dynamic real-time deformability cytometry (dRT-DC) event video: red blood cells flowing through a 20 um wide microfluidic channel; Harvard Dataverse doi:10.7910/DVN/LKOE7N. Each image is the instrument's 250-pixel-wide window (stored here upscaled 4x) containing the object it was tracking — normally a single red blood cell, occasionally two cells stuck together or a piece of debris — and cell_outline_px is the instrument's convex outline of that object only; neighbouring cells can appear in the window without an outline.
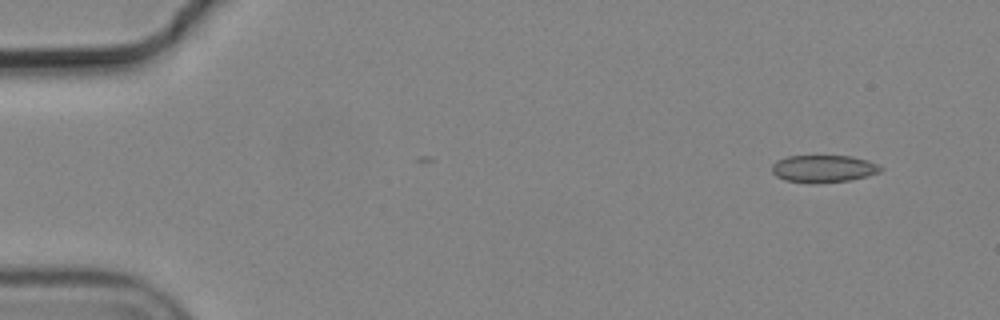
{"species": "common noctule bat (a hibernating species)", "species_latin": "Nyctalus noctula", "temperature_condition": "cold", "stored_images_in_passage": 2, "camera_frame_rate_fps": 3000, "um_per_image_px": 0.085, "animal": {"sex": "male", "body_mass_g": 19.2, "forearm_length_mm": 51.8}, "frame": {"image": 1, "passage_image": 1, "time_ms": 0.0, "image_size_px": [1000, 320], "cell_outline_px": [[884, 168], [880, 172], [868, 176], [848, 180], [816, 184], [808, 184], [784, 180], [776, 176], [772, 172], [772, 164], [776, 160], [788, 156], [852, 156], [868, 160]], "centroid_in_image_um": [69.97, 14.35], "position_along_channel_um": 15.0, "area_um2": 17.57}}